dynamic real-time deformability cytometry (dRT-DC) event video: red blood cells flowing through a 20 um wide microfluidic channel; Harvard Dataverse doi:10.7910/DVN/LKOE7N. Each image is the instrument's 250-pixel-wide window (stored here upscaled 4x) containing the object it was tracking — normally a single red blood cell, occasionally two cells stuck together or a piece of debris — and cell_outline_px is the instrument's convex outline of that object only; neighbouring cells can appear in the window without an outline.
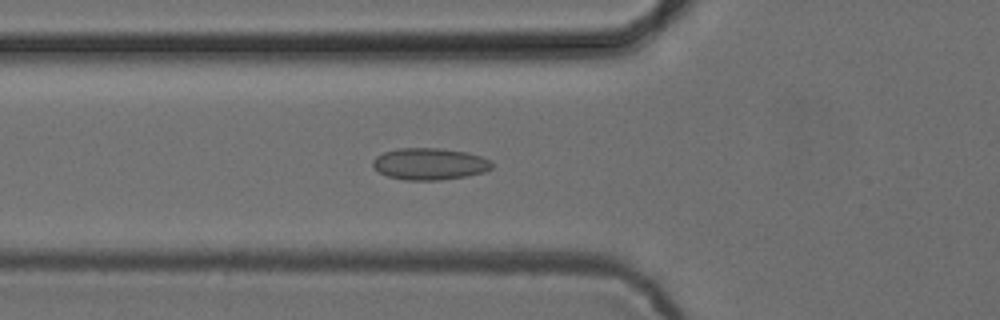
{"species": "common noctule bat (a hibernating species)", "species_latin": "Nyctalus noctula", "temperature_condition": "cold", "stored_images_in_passage": 41, "camera_frame_rate_fps": 3000, "um_per_image_px": 0.085, "animal": {"sex": "female", "body_mass_g": 24.6, "forearm_length_mm": 56.2}, "frame": {"image": 1, "passage_image": 7, "time_ms": 2.0, "image_size_px": [1000, 320], "cell_outline_px": [[492, 168], [484, 172], [464, 176], [440, 180], [404, 180], [388, 176], [380, 172], [372, 164], [372, 160], [376, 156], [384, 152], [400, 148], [440, 148], [464, 152], [480, 156], [492, 160]], "centroid_in_image_um": [36.52, 13.93], "position_along_channel_um": 89.3, "area_um2": 21.91}}
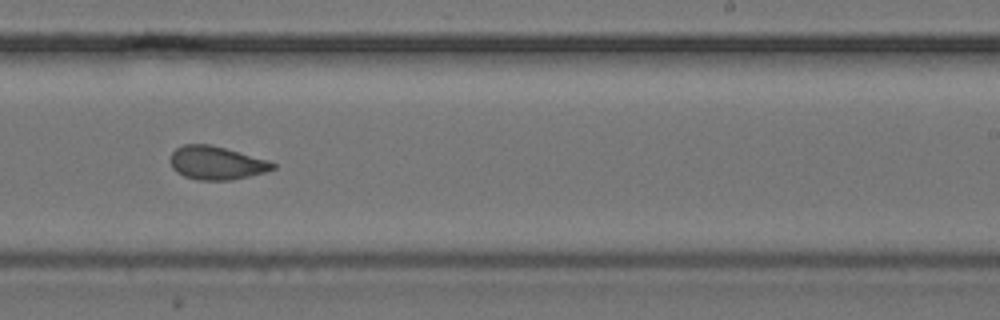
{"frame": {"image": 2, "passage_image": 21, "time_ms": 6.667, "image_size_px": [1000, 320], "cell_outline_px": [[276, 168], [264, 172], [232, 180], [196, 180], [184, 176], [176, 172], [172, 168], [172, 152], [176, 148], [184, 144], [208, 144], [224, 148], [268, 160], [276, 164]], "centroid_in_image_um": [18.39, 13.86], "position_along_channel_um": 270.6, "area_um2": 19.71}}
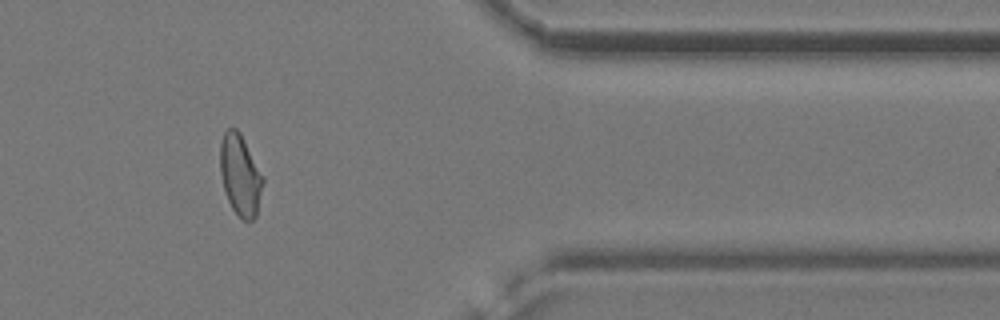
{"frame": {"image": 3, "passage_image": 32, "time_ms": 10.333, "image_size_px": [1000, 320], "cell_outline_px": [[264, 180], [256, 216], [252, 220], [240, 220], [232, 208], [228, 200], [224, 188], [220, 172], [220, 144], [224, 132], [228, 128], [236, 128], [240, 132], [264, 176]], "centroid_in_image_um": [20.42, 14.88], "position_along_channel_um": 391.0, "area_um2": 20.29}, "authors_computed_cell_mechanics": {"area_um2": 20.2878, "velocity_mm_per_s": 3.876, "shape_relaxation_time_tau1_ms": null, "shape_relaxation_time_tau2_ms": 1.7723, "deformation_change_tau1": null, "deformation_change_tau2": 0.0824}}